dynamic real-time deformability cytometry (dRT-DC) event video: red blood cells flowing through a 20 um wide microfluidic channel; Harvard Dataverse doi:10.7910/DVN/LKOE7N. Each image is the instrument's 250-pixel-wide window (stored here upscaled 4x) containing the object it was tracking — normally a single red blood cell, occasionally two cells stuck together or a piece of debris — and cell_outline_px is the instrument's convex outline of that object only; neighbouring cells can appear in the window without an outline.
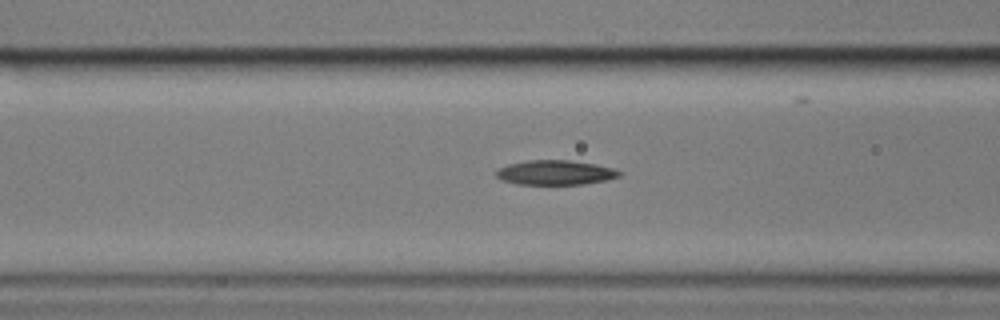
{"species": "common noctule bat (a hibernating species)", "species_latin": "Nyctalus noctula", "temperature_condition": "cold", "stored_images_in_passage": 4, "camera_frame_rate_fps": 3000, "um_per_image_px": 0.085, "animal": {"sex": "male", "body_mass_g": 17.9}, "frame": {"image": 1, "passage_image": 3, "time_ms": 0.667, "image_size_px": [1000, 320], "cell_outline_px": [[624, 172], [620, 176], [608, 180], [584, 184], [516, 184], [500, 180], [496, 176], [496, 168], [508, 164], [528, 160], [568, 160], [596, 164], [612, 168]], "centroid_in_image_um": [47.19, 14.67], "position_along_channel_um": 119.4, "area_um2": 17.86}}